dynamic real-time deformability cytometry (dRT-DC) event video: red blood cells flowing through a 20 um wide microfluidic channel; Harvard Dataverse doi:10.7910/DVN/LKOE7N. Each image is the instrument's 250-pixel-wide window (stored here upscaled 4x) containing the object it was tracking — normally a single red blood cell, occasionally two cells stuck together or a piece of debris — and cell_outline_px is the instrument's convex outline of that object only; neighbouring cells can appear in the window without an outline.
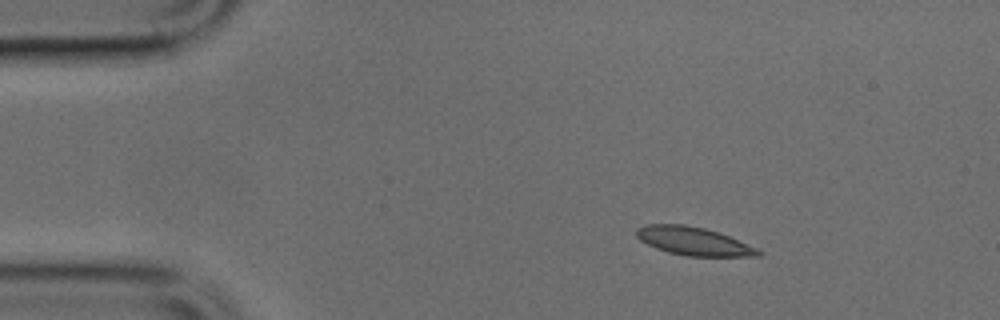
{"species": "common noctule bat (a hibernating species)", "species_latin": "Nyctalus noctula", "temperature_condition": "cold", "stored_images_in_passage": 4, "camera_frame_rate_fps": 3000, "um_per_image_px": 0.085, "animal": {"sex": "male", "body_mass_g": 17.9, "forearm_length_mm": 54.2}, "frame": {"image": 1, "passage_image": 1, "time_ms": 0.0, "image_size_px": [1000, 320], "cell_outline_px": [[764, 252], [760, 256], [688, 256], [668, 252], [656, 248], [640, 240], [636, 236], [636, 228], [648, 224], [684, 224], [704, 228], [728, 236], [756, 248]], "centroid_in_image_um": [58.93, 20.5], "position_along_channel_um": 26.1, "area_um2": 19.83}}
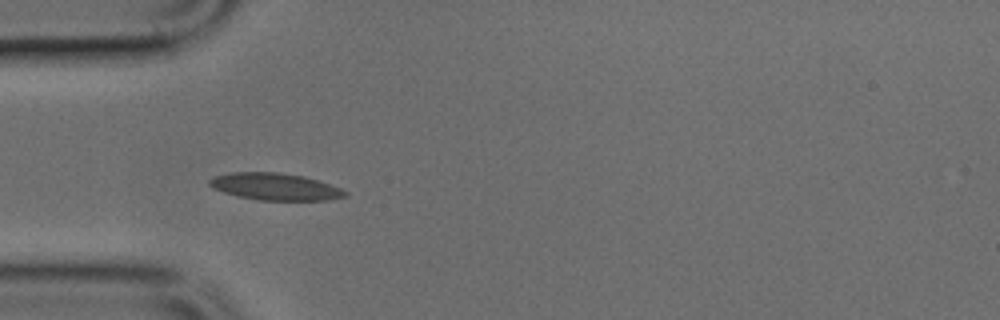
{"frame": {"image": 2, "passage_image": 3, "time_ms": 0.667, "image_size_px": [1000, 320], "cell_outline_px": [[348, 196], [328, 200], [256, 200], [224, 192], [212, 188], [208, 184], [208, 180], [216, 176], [232, 172], [280, 172], [304, 176], [340, 188], [348, 192]], "centroid_in_image_um": [23.39, 15.86], "position_along_channel_um": 61.6, "area_um2": 21.27}}